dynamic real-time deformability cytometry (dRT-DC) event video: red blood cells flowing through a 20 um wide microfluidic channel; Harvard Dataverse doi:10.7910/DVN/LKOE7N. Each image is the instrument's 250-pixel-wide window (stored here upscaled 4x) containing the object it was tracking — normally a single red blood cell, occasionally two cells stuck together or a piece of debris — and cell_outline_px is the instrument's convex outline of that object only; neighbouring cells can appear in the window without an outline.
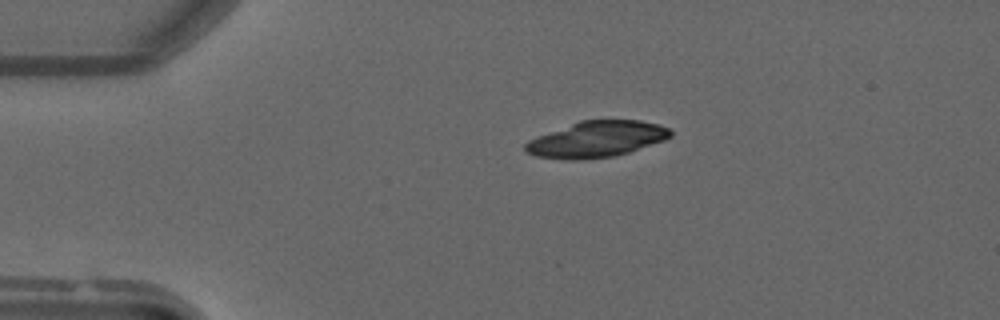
{"species": "common noctule bat (a hibernating species)", "species_latin": "Nyctalus noctula", "temperature_condition": "warm", "stored_images_in_passage": 9, "camera_frame_rate_fps": 3000, "um_per_image_px": 0.085, "animal": {"sex": "male", "forearm_length_mm": 52.5}, "frame": {"image": 1, "passage_image": 1, "time_ms": 0.0, "image_size_px": [1000, 320], "cell_outline_px": [[672, 136], [664, 140], [616, 156], [580, 160], [564, 160], [536, 156], [528, 152], [524, 148], [524, 144], [528, 140], [580, 120], [640, 120], [660, 124], [672, 128]], "centroid_in_image_um": [50.74, 11.83], "position_along_channel_um": 34.3, "area_um2": 30.58}}